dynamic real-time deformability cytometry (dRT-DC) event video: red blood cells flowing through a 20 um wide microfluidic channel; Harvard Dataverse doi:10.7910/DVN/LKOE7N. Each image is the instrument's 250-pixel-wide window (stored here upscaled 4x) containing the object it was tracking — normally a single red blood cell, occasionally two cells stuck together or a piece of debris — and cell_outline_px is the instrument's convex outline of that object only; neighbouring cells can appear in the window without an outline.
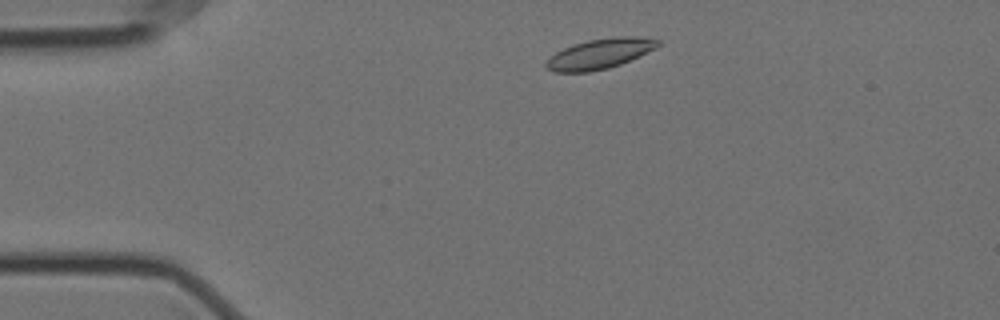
{"species": "Egyptian fruit bat (a non-hibernating species)", "species_latin": "Rousettus aegyptiacus", "temperature_condition": "cold", "stored_images_in_passage": 50, "camera_frame_rate_fps": 3000, "um_per_image_px": 0.085, "animal": {"sex": "female"}, "frame": {"image": 1, "passage_image": 4, "time_ms": 1.0, "image_size_px": [1000, 320], "cell_outline_px": [[660, 44], [656, 48], [620, 64], [608, 68], [588, 72], [552, 72], [544, 64], [556, 52], [572, 44], [588, 40], [612, 36], [640, 36], [660, 40]], "centroid_in_image_um": [50.99, 4.55], "position_along_channel_um": 34.0, "area_um2": 19.59}}
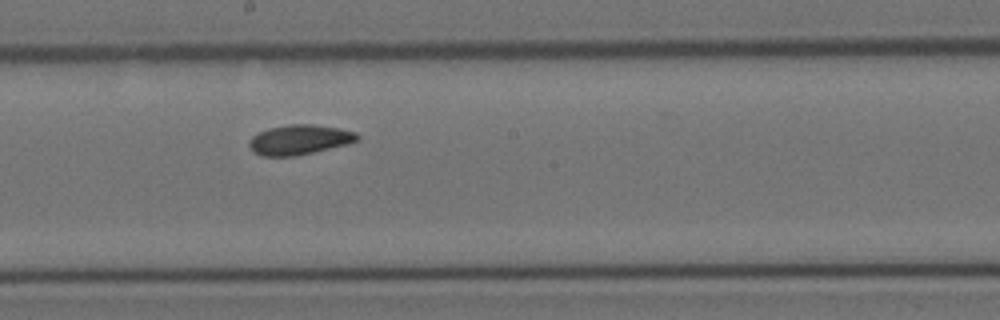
{"frame": {"image": 2, "passage_image": 24, "time_ms": 7.667, "image_size_px": [1000, 320], "cell_outline_px": [[360, 140], [348, 144], [296, 156], [264, 156], [256, 152], [248, 144], [248, 140], [252, 136], [268, 128], [288, 124], [312, 124], [340, 128], [356, 132], [360, 136]], "centroid_in_image_um": [25.49, 11.86], "position_along_channel_um": 222.7, "area_um2": 18.84}}
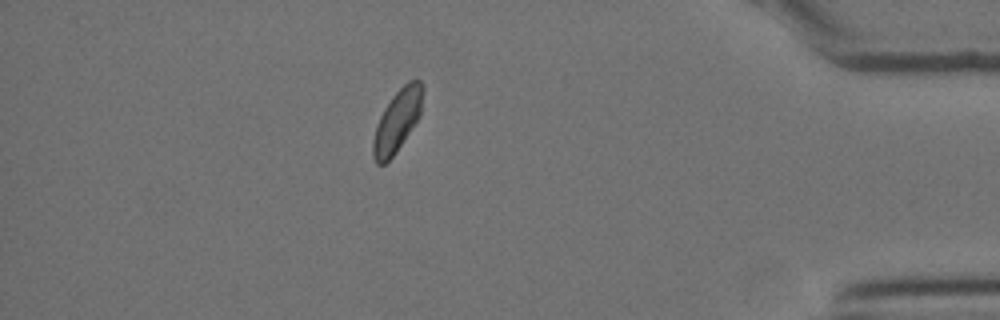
{"frame": {"image": 3, "passage_image": 43, "time_ms": 14.0, "image_size_px": [1000, 320], "cell_outline_px": [[424, 88], [420, 116], [396, 152], [384, 164], [376, 164], [372, 156], [372, 140], [380, 116], [384, 108], [392, 96], [408, 80], [420, 80]], "centroid_in_image_um": [33.76, 10.26], "position_along_channel_um": 401.4, "area_um2": 17.92}, "authors_computed_cell_mechanics": {"area_um2": 18.6116, "velocity_mm_per_s": 3.4767, "shape_relaxation_time_tau1_ms": 4.4662, "shape_relaxation_time_tau2_ms": 3.1875, "deformation_change_tau1": 0.1185, "deformation_change_tau2": 0.068}}